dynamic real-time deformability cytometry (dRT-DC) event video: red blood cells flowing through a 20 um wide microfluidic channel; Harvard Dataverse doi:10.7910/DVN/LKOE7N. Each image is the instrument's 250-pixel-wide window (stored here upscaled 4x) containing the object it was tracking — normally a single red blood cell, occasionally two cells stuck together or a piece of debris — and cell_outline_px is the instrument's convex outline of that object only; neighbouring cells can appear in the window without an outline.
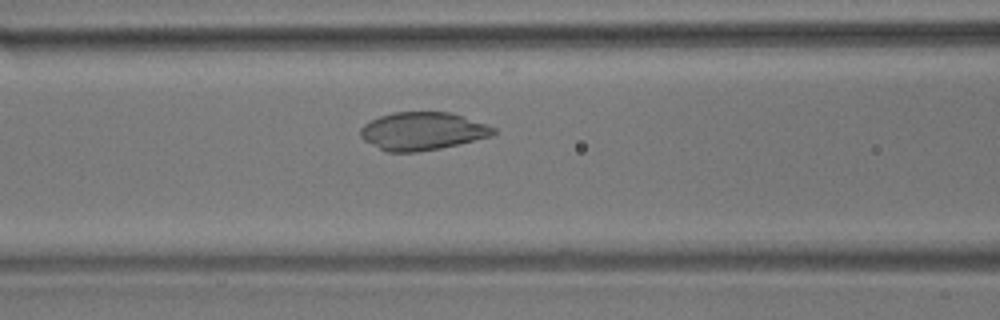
{"species": "common noctule bat (a hibernating species)", "species_latin": "Nyctalus noctula", "temperature_condition": "room temperature", "stored_images_in_passage": 50, "camera_frame_rate_fps": 3000, "um_per_image_px": 0.085, "animal": {"sex": "male", "body_mass_g": 17.9}, "frame": {"image": 1, "passage_image": 21, "time_ms": 6.667, "image_size_px": [1000, 320], "cell_outline_px": [[496, 132], [492, 136], [440, 148], [416, 152], [384, 152], [364, 140], [360, 136], [360, 128], [364, 124], [380, 116], [392, 112], [452, 112], [496, 128]], "centroid_in_image_um": [35.89, 11.15], "position_along_channel_um": 130.7, "area_um2": 29.36}}
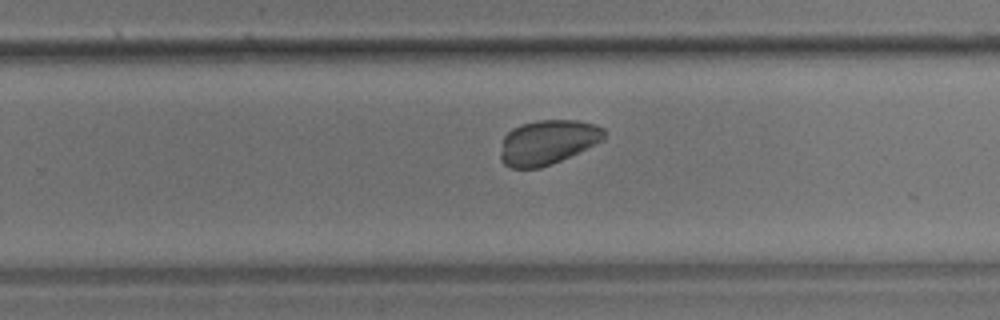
{"frame": {"image": 2, "passage_image": 34, "time_ms": 11.0, "image_size_px": [1000, 320], "cell_outline_px": [[604, 140], [596, 144], [552, 164], [540, 168], [512, 168], [504, 164], [500, 160], [500, 152], [504, 136], [512, 128], [520, 124], [536, 120], [576, 120], [596, 124], [604, 128]], "centroid_in_image_um": [46.54, 12.08], "position_along_channel_um": 283.3, "area_um2": 27.05}}
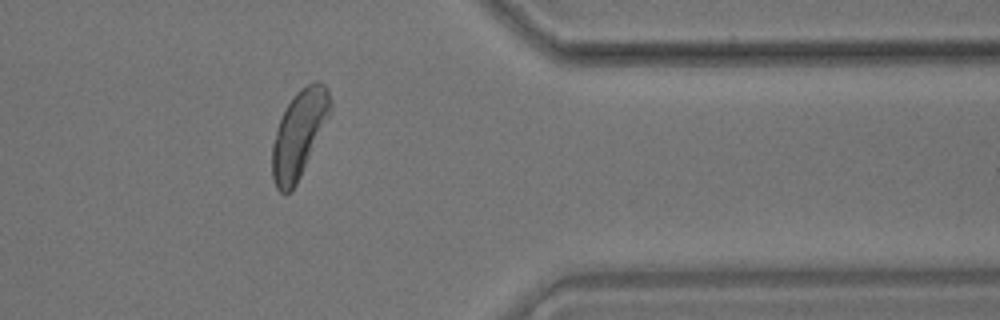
{"frame": {"image": 3, "passage_image": 44, "time_ms": 14.333, "image_size_px": [1000, 320], "cell_outline_px": [[332, 108], [300, 176], [296, 184], [288, 192], [280, 192], [276, 188], [272, 176], [272, 144], [280, 120], [288, 104], [296, 92], [300, 88], [312, 80], [320, 80], [328, 88], [332, 100]], "centroid_in_image_um": [25.42, 11.31], "position_along_channel_um": 386.0, "area_um2": 28.9}}